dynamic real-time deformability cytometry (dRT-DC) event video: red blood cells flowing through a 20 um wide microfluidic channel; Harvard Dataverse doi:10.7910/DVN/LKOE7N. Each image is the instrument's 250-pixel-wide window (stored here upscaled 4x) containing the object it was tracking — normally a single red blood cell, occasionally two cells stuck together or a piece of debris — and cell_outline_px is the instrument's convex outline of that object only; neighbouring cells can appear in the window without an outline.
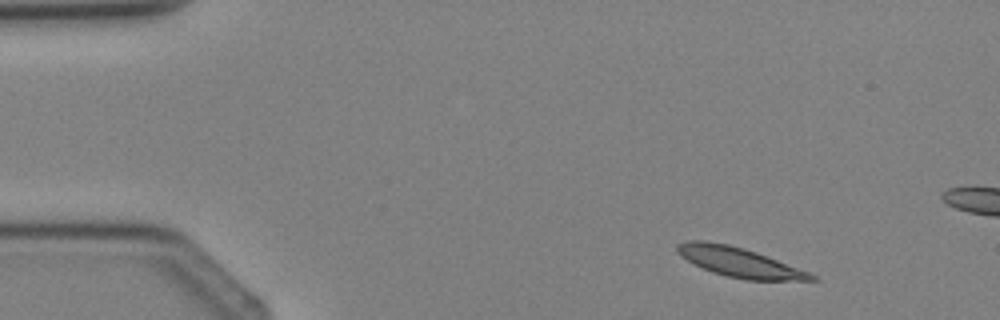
{"species": "Egyptian fruit bat (a non-hibernating species)", "species_latin": "Rousettus aegyptiacus", "temperature_condition": "cold", "stored_images_in_passage": 3, "camera_frame_rate_fps": 3000, "um_per_image_px": 0.085, "animal": {"sex": "female"}, "frame": {"image": 1, "passage_image": 1, "time_ms": 0.0, "image_size_px": [1000, 320], "cell_outline_px": [[820, 280], [748, 280], [728, 276], [712, 272], [680, 256], [676, 252], [676, 244], [688, 240], [704, 240], [728, 244], [744, 248], [756, 252], [808, 272], [816, 276]], "centroid_in_image_um": [62.79, 22.27], "position_along_channel_um": 22.2, "area_um2": 22.77}}